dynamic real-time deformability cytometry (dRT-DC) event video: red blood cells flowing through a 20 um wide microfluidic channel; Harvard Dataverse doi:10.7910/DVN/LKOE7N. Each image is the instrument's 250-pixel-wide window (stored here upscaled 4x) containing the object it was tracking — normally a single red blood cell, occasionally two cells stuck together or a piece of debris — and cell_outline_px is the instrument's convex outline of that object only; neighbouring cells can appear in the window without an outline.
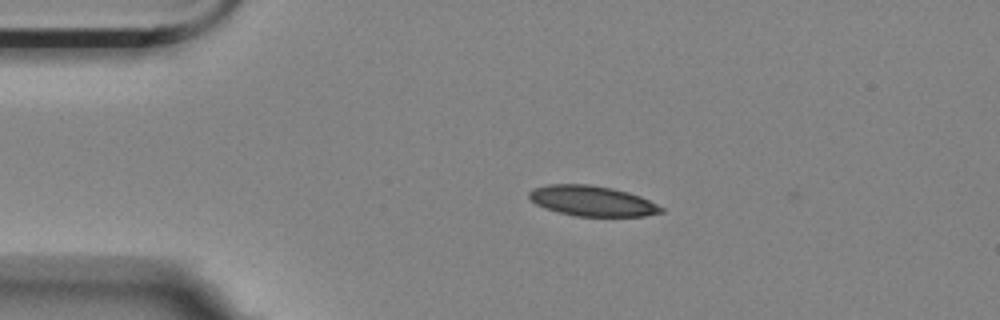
{"species": "Egyptian fruit bat (a non-hibernating species)", "species_latin": "Rousettus aegyptiacus", "temperature_condition": "room temperature", "stored_images_in_passage": 47, "camera_frame_rate_fps": 3000, "um_per_image_px": 0.085, "animal": {"sex": "female"}, "frame": {"image": 1, "passage_image": 2, "time_ms": 0.333, "image_size_px": [1000, 320], "cell_outline_px": [[664, 212], [644, 216], [576, 216], [544, 208], [536, 204], [528, 196], [528, 192], [532, 188], [548, 184], [588, 184], [612, 188], [628, 192], [640, 196], [664, 208]], "centroid_in_image_um": [50.31, 17.07], "position_along_channel_um": 34.7, "area_um2": 23.29}}
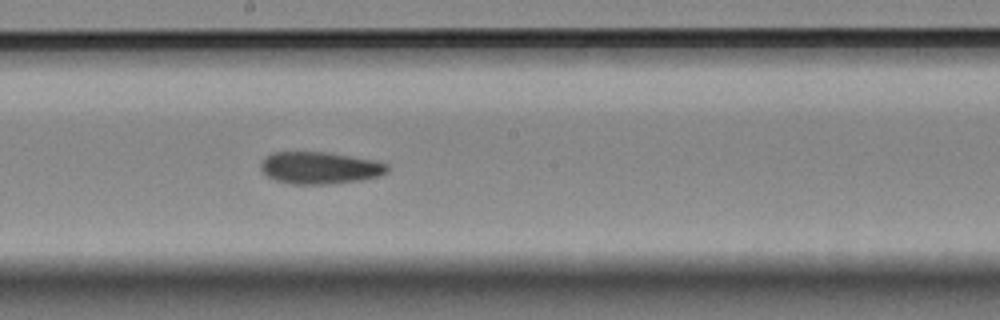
{"frame": {"image": 2, "passage_image": 21, "time_ms": 6.667, "image_size_px": [1000, 320], "cell_outline_px": [[388, 172], [380, 176], [360, 180], [328, 184], [292, 184], [276, 180], [260, 172], [260, 164], [264, 156], [272, 152], [324, 152], [376, 160], [388, 164]], "centroid_in_image_um": [27.16, 14.26], "position_along_channel_um": 221.0, "area_um2": 23.81}}
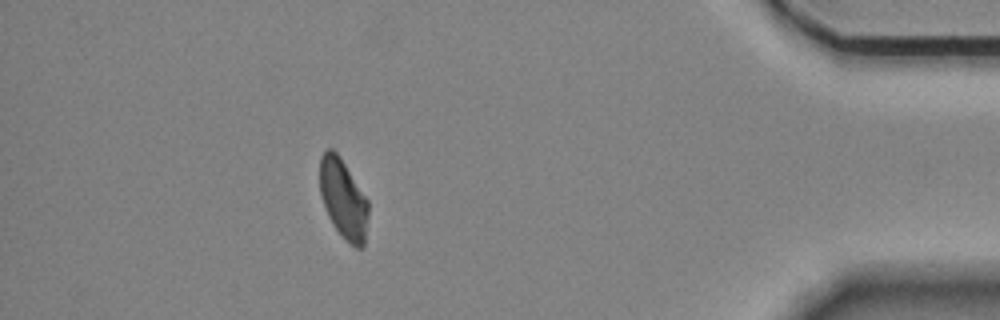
{"frame": {"image": 3, "passage_image": 41, "time_ms": 13.333, "image_size_px": [1000, 320], "cell_outline_px": [[368, 216], [364, 244], [360, 248], [356, 248], [332, 224], [328, 216], [320, 196], [320, 156], [328, 148], [332, 148], [340, 156], [368, 200]], "centroid_in_image_um": [29.17, 16.86], "position_along_channel_um": 406.0, "area_um2": 22.25}, "authors_computed_cell_mechanics": {"area_um2": 23.8136, "velocity_mm_per_s": 3.504, "shape_relaxation_time_tau1_ms": null, "shape_relaxation_time_tau2_ms": 6.105, "deformation_change_tau1": null, "deformation_change_tau2": 0.115}}